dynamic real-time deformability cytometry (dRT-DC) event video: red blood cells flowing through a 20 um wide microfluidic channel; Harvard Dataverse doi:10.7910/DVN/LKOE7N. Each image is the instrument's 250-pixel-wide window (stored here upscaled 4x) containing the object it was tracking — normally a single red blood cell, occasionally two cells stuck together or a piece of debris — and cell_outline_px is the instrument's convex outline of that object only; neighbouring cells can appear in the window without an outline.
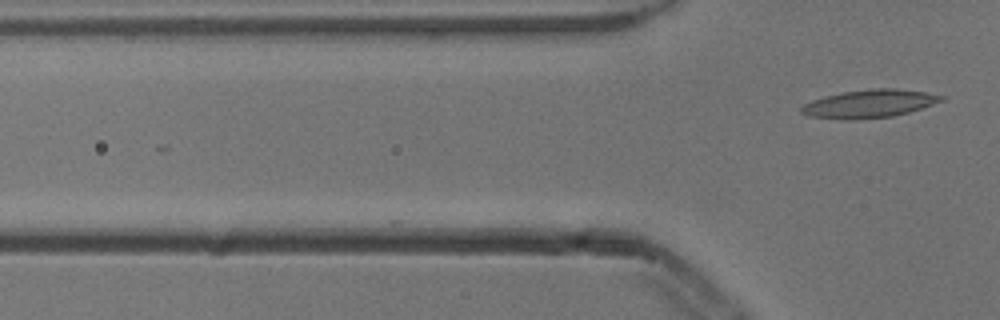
{"species": "common noctule bat (a hibernating species)", "species_latin": "Nyctalus noctula", "temperature_condition": "cold", "stored_images_in_passage": 5, "camera_frame_rate_fps": 3000, "um_per_image_px": 0.085, "animal": {"sex": "male", "body_mass_g": 13.3}, "frame": {"image": 1, "passage_image": 5, "time_ms": 1.333, "image_size_px": [1000, 320], "cell_outline_px": [[944, 100], [908, 112], [892, 116], [852, 120], [844, 120], [808, 116], [800, 112], [800, 108], [804, 104], [812, 100], [824, 96], [844, 92], [872, 88], [896, 88], [924, 92], [944, 96]], "centroid_in_image_um": [73.84, 8.82], "position_along_channel_um": 52.0, "area_um2": 22.77}}